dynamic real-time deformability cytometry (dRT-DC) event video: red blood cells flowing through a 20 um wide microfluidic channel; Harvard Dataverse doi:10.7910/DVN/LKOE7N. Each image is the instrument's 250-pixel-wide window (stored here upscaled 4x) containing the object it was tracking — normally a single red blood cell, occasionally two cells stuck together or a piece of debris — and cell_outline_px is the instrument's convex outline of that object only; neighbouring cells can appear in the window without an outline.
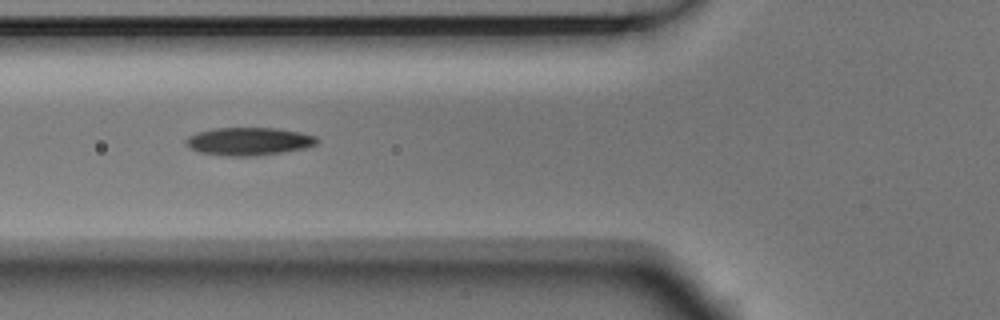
{"species": "Egyptian fruit bat (a non-hibernating species)", "species_latin": "Rousettus aegyptiacus", "temperature_condition": "room temperature", "stored_images_in_passage": 3, "camera_frame_rate_fps": 3000, "um_per_image_px": 0.085, "animal": {"sex": "male"}, "frame": {"image": 1, "passage_image": 3, "time_ms": 0.667, "image_size_px": [1000, 320], "cell_outline_px": [[320, 140], [316, 144], [304, 148], [256, 156], [228, 156], [200, 152], [188, 148], [184, 144], [184, 140], [188, 136], [196, 132], [212, 128], [276, 128], [300, 132], [316, 136]], "centroid_in_image_um": [21.1, 12.01], "position_along_channel_um": 104.7, "area_um2": 21.44}}